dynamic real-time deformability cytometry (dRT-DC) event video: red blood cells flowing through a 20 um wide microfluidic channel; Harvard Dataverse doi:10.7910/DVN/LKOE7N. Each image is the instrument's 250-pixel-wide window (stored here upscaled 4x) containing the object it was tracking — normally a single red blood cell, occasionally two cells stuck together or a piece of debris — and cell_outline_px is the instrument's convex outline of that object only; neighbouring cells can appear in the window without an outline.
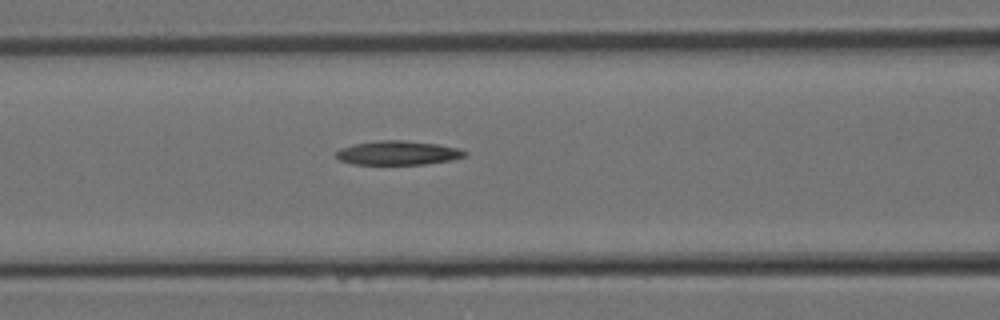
{"species": "Egyptian fruit bat (a non-hibernating species)", "species_latin": "Rousettus aegyptiacus", "temperature_condition": "room temperature", "stored_images_in_passage": 11, "segment_of_instrument_passage": [1, 2], "camera_frame_rate_fps": 3000, "um_per_image_px": 0.085, "animal": {"sex": "female"}, "frame": {"image": 1, "passage_image": 8, "time_ms": 2.333, "image_size_px": [1000, 320], "cell_outline_px": [[468, 152], [464, 156], [452, 160], [424, 164], [352, 164], [340, 160], [332, 152], [340, 148], [352, 144], [376, 140], [404, 140], [436, 144], [460, 148]], "centroid_in_image_um": [33.78, 12.99], "position_along_channel_um": 132.8, "area_um2": 18.21}}
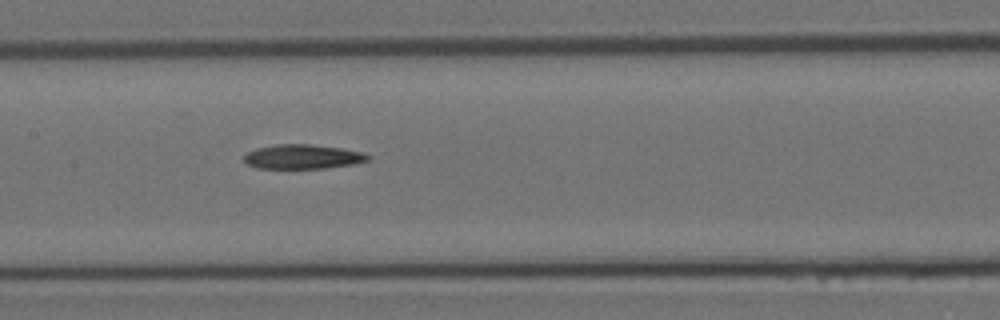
{"frame": {"image": 2, "passage_image": 10, "time_ms": 3.0, "image_size_px": [1000, 320], "cell_outline_px": [[372, 156], [368, 160], [352, 164], [324, 168], [256, 168], [248, 164], [244, 160], [244, 156], [248, 152], [256, 148], [276, 144], [312, 144], [344, 148], [364, 152]], "centroid_in_image_um": [25.76, 13.31], "position_along_channel_um": 181.6, "area_um2": 17.69}}